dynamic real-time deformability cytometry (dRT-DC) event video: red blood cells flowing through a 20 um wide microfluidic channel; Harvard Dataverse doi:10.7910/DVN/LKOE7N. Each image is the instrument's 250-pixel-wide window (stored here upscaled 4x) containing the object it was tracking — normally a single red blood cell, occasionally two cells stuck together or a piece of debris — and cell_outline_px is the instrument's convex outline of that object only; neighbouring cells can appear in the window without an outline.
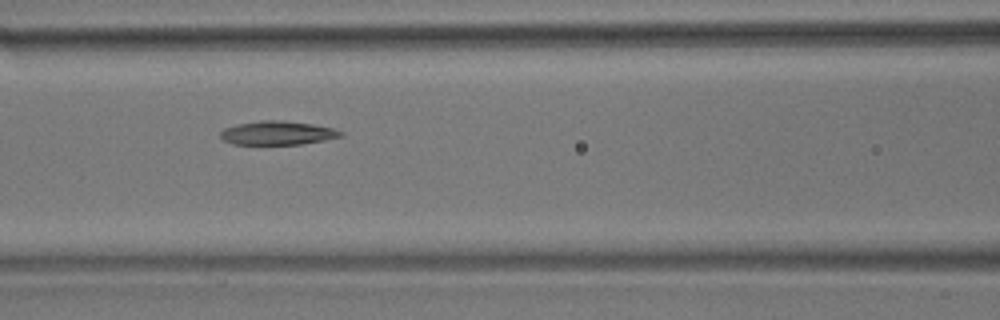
{"species": "common noctule bat (a hibernating species)", "species_latin": "Nyctalus noctula", "temperature_condition": "room temperature", "stored_images_in_passage": 7, "camera_frame_rate_fps": 3000, "um_per_image_px": 0.085, "animal": {"sex": "male", "body_mass_g": 17.9}, "frame": {"image": 1, "passage_image": 6, "time_ms": 5.667, "image_size_px": [1000, 320], "cell_outline_px": [[344, 136], [324, 140], [300, 144], [232, 144], [224, 140], [220, 136], [220, 132], [224, 128], [236, 124], [260, 120], [280, 120], [312, 124], [332, 128], [344, 132]], "centroid_in_image_um": [23.58, 11.3], "position_along_channel_um": 143.0, "area_um2": 16.65}}
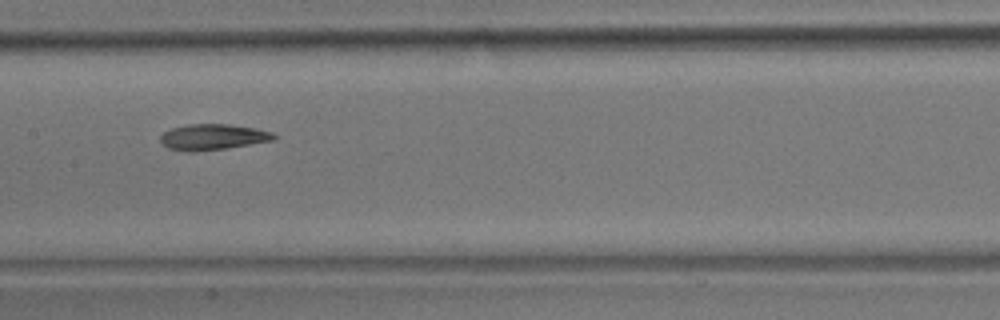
{"frame": {"image": 2, "passage_image": 7, "time_ms": 7.0, "image_size_px": [1000, 320], "cell_outline_px": [[276, 140], [228, 148], [192, 152], [188, 152], [168, 148], [160, 140], [160, 136], [164, 132], [172, 128], [188, 124], [228, 124], [256, 128], [272, 132], [276, 136]], "centroid_in_image_um": [18.12, 11.65], "position_along_channel_um": 189.3, "area_um2": 17.17}}